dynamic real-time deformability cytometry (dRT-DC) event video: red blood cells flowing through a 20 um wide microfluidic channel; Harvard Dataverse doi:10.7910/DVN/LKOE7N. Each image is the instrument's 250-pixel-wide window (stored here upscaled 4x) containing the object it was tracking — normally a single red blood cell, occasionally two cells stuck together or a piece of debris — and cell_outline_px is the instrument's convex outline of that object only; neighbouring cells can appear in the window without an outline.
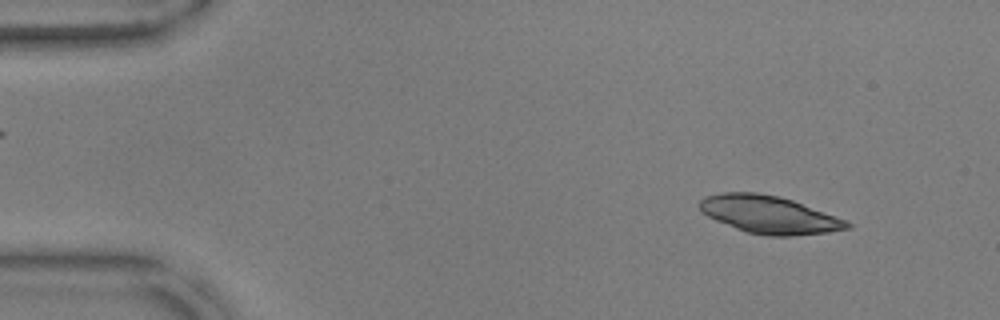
{"species": "common noctule bat (a hibernating species)", "species_latin": "Nyctalus noctula", "temperature_condition": "warm", "stored_images_in_passage": 55, "camera_frame_rate_fps": 3000, "um_per_image_px": 0.085, "animal": {"sex": "male", "body_mass_g": 17.9, "forearm_length_mm": 54.2}, "frame": {"image": 1, "passage_image": 5, "time_ms": 1.333, "image_size_px": [1000, 320], "cell_outline_px": [[852, 228], [828, 232], [792, 236], [768, 236], [748, 232], [736, 228], [716, 220], [700, 212], [696, 204], [704, 196], [720, 192], [756, 192], [780, 196], [792, 200], [844, 220], [852, 224]], "centroid_in_image_um": [65.31, 18.23], "position_along_channel_um": 19.7, "area_um2": 32.31}}
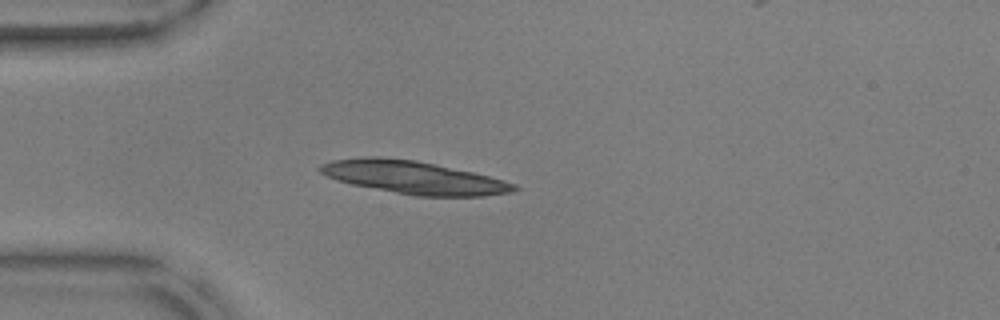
{"frame": {"image": 2, "passage_image": 14, "time_ms": 4.333, "image_size_px": [1000, 320], "cell_outline_px": [[520, 188], [512, 192], [484, 196], [412, 196], [352, 184], [336, 180], [324, 176], [316, 168], [320, 164], [332, 160], [364, 156], [380, 156], [416, 160], [472, 172], [504, 180], [516, 184]], "centroid_in_image_um": [35.11, 15.08], "position_along_channel_um": 49.9, "area_um2": 37.45}}